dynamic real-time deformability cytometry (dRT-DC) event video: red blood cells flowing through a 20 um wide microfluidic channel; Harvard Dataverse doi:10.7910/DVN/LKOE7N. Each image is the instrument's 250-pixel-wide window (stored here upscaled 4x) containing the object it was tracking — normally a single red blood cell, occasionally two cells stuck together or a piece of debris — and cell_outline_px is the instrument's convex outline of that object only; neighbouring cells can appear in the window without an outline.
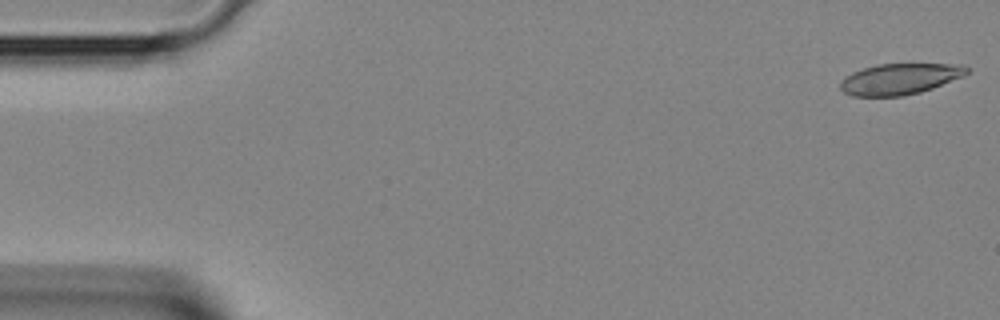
{"species": "Egyptian fruit bat (a non-hibernating species)", "species_latin": "Rousettus aegyptiacus", "temperature_condition": "room temperature", "stored_images_in_passage": 40, "camera_frame_rate_fps": 3000, "um_per_image_px": 0.085, "animal": {"sex": "female"}, "frame": {"image": 1, "passage_image": 1, "time_ms": 0.0, "image_size_px": [1000, 320], "cell_outline_px": [[968, 72], [964, 76], [932, 88], [920, 92], [904, 96], [852, 96], [844, 92], [840, 88], [840, 80], [844, 76], [852, 72], [876, 64], [964, 64], [968, 68]], "centroid_in_image_um": [76.46, 6.71], "position_along_channel_um": 8.5, "area_um2": 22.95}}
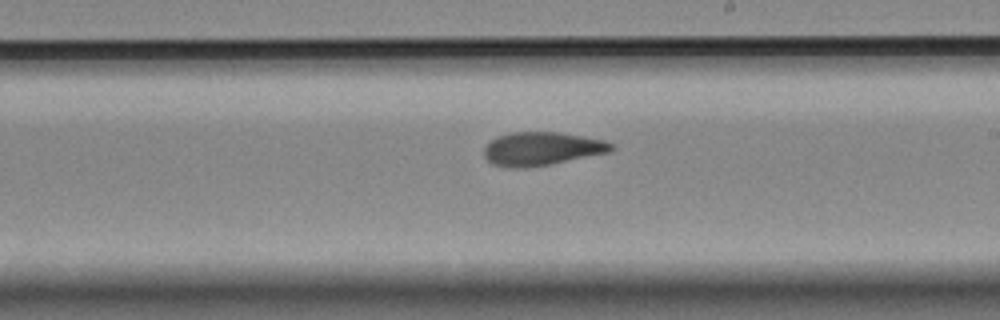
{"frame": {"image": 2, "passage_image": 23, "time_ms": 7.333, "image_size_px": [1000, 320], "cell_outline_px": [[616, 148], [608, 152], [552, 164], [524, 168], [508, 168], [492, 164], [484, 156], [484, 148], [496, 136], [512, 132], [560, 132], [584, 136], [604, 140], [616, 144]], "centroid_in_image_um": [46.07, 12.64], "position_along_channel_um": 242.9, "area_um2": 24.97}}
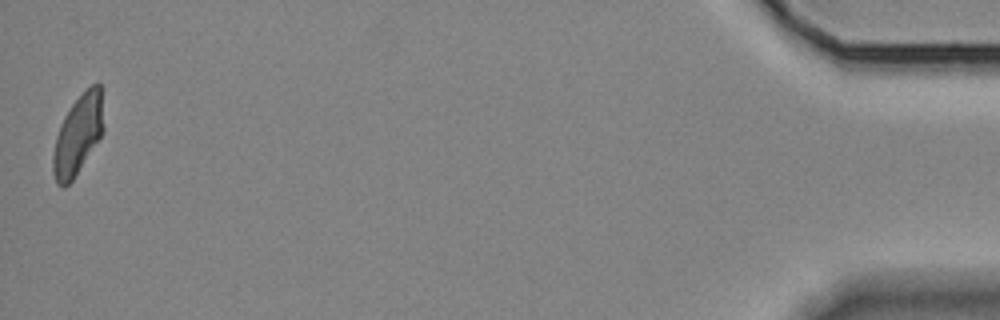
{"frame": {"image": 3, "passage_image": 40, "time_ms": 13.0, "image_size_px": [1000, 320], "cell_outline_px": [[104, 128], [100, 136], [72, 180], [64, 188], [56, 184], [52, 172], [52, 156], [56, 136], [60, 124], [64, 116], [72, 104], [92, 84], [100, 84]], "centroid_in_image_um": [6.59, 11.49], "position_along_channel_um": 428.6, "area_um2": 23.0}}